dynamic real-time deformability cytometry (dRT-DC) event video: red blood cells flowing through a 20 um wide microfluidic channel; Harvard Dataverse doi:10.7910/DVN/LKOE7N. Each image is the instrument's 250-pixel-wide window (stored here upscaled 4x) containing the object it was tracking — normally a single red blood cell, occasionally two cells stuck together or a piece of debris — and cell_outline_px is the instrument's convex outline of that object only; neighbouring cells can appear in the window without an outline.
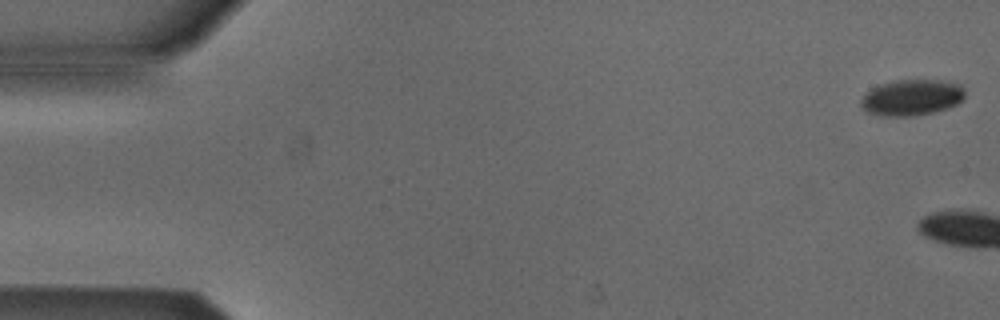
{"species": "Egyptian fruit bat (a non-hibernating species)", "species_latin": "Rousettus aegyptiacus", "temperature_condition": "cold", "stored_images_in_passage": 3, "camera_frame_rate_fps": 3000, "um_per_image_px": 0.085, "animal": {"sex": "male"}, "frame": {"image": 1, "passage_image": 1, "time_ms": 0.0, "image_size_px": [1000, 320], "cell_outline_px": [[964, 100], [948, 108], [932, 112], [912, 116], [884, 116], [868, 112], [860, 108], [860, 100], [872, 88], [884, 84], [900, 80], [936, 80], [960, 84], [964, 92]], "centroid_in_image_um": [77.5, 8.3], "position_along_channel_um": 7.5, "area_um2": 21.56}}